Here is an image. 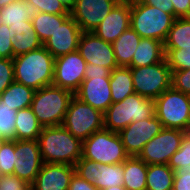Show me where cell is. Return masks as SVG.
<instances>
[{
    "label": "cell",
    "instance_id": "6da1fadb",
    "mask_svg": "<svg viewBox=\"0 0 190 190\" xmlns=\"http://www.w3.org/2000/svg\"><path fill=\"white\" fill-rule=\"evenodd\" d=\"M37 141L43 163L75 166L82 156V141L62 125L43 127Z\"/></svg>",
    "mask_w": 190,
    "mask_h": 190
},
{
    "label": "cell",
    "instance_id": "7a4b0ae2",
    "mask_svg": "<svg viewBox=\"0 0 190 190\" xmlns=\"http://www.w3.org/2000/svg\"><path fill=\"white\" fill-rule=\"evenodd\" d=\"M54 61L55 58L43 45L14 57V81L34 90L50 86L54 78Z\"/></svg>",
    "mask_w": 190,
    "mask_h": 190
},
{
    "label": "cell",
    "instance_id": "3957f363",
    "mask_svg": "<svg viewBox=\"0 0 190 190\" xmlns=\"http://www.w3.org/2000/svg\"><path fill=\"white\" fill-rule=\"evenodd\" d=\"M74 94L54 85L35 90L31 109L42 127L62 125Z\"/></svg>",
    "mask_w": 190,
    "mask_h": 190
},
{
    "label": "cell",
    "instance_id": "277c9868",
    "mask_svg": "<svg viewBox=\"0 0 190 190\" xmlns=\"http://www.w3.org/2000/svg\"><path fill=\"white\" fill-rule=\"evenodd\" d=\"M155 116L154 100L134 93L104 112V128L119 133L130 123Z\"/></svg>",
    "mask_w": 190,
    "mask_h": 190
},
{
    "label": "cell",
    "instance_id": "5b68a950",
    "mask_svg": "<svg viewBox=\"0 0 190 190\" xmlns=\"http://www.w3.org/2000/svg\"><path fill=\"white\" fill-rule=\"evenodd\" d=\"M175 17L157 7L148 6L139 0H131L130 27L141 38L165 42Z\"/></svg>",
    "mask_w": 190,
    "mask_h": 190
},
{
    "label": "cell",
    "instance_id": "8992f818",
    "mask_svg": "<svg viewBox=\"0 0 190 190\" xmlns=\"http://www.w3.org/2000/svg\"><path fill=\"white\" fill-rule=\"evenodd\" d=\"M155 116L163 128L190 132V97L172 86L154 100Z\"/></svg>",
    "mask_w": 190,
    "mask_h": 190
},
{
    "label": "cell",
    "instance_id": "52a82bcc",
    "mask_svg": "<svg viewBox=\"0 0 190 190\" xmlns=\"http://www.w3.org/2000/svg\"><path fill=\"white\" fill-rule=\"evenodd\" d=\"M81 157L101 164H120L129 155L119 133L103 128L82 141Z\"/></svg>",
    "mask_w": 190,
    "mask_h": 190
},
{
    "label": "cell",
    "instance_id": "ba28073f",
    "mask_svg": "<svg viewBox=\"0 0 190 190\" xmlns=\"http://www.w3.org/2000/svg\"><path fill=\"white\" fill-rule=\"evenodd\" d=\"M62 126L81 141L104 128V113L73 96Z\"/></svg>",
    "mask_w": 190,
    "mask_h": 190
},
{
    "label": "cell",
    "instance_id": "9c48e42d",
    "mask_svg": "<svg viewBox=\"0 0 190 190\" xmlns=\"http://www.w3.org/2000/svg\"><path fill=\"white\" fill-rule=\"evenodd\" d=\"M135 93L155 100L171 87L172 71L166 58L157 64L129 67Z\"/></svg>",
    "mask_w": 190,
    "mask_h": 190
},
{
    "label": "cell",
    "instance_id": "30bf717a",
    "mask_svg": "<svg viewBox=\"0 0 190 190\" xmlns=\"http://www.w3.org/2000/svg\"><path fill=\"white\" fill-rule=\"evenodd\" d=\"M186 133L180 129L163 128L143 147L138 157L147 165L168 164L171 156L180 148Z\"/></svg>",
    "mask_w": 190,
    "mask_h": 190
},
{
    "label": "cell",
    "instance_id": "8fae6325",
    "mask_svg": "<svg viewBox=\"0 0 190 190\" xmlns=\"http://www.w3.org/2000/svg\"><path fill=\"white\" fill-rule=\"evenodd\" d=\"M75 173L99 190L123 186V163L101 164L81 157L75 164Z\"/></svg>",
    "mask_w": 190,
    "mask_h": 190
},
{
    "label": "cell",
    "instance_id": "7c38bea8",
    "mask_svg": "<svg viewBox=\"0 0 190 190\" xmlns=\"http://www.w3.org/2000/svg\"><path fill=\"white\" fill-rule=\"evenodd\" d=\"M86 61L78 50L55 58L52 85L71 91L78 90L85 78Z\"/></svg>",
    "mask_w": 190,
    "mask_h": 190
},
{
    "label": "cell",
    "instance_id": "4fadbf2b",
    "mask_svg": "<svg viewBox=\"0 0 190 190\" xmlns=\"http://www.w3.org/2000/svg\"><path fill=\"white\" fill-rule=\"evenodd\" d=\"M163 129L161 121L153 116L130 123L119 132L123 146L129 156L138 157L143 147Z\"/></svg>",
    "mask_w": 190,
    "mask_h": 190
},
{
    "label": "cell",
    "instance_id": "5bb4252c",
    "mask_svg": "<svg viewBox=\"0 0 190 190\" xmlns=\"http://www.w3.org/2000/svg\"><path fill=\"white\" fill-rule=\"evenodd\" d=\"M43 165L37 140H15L13 175L32 184Z\"/></svg>",
    "mask_w": 190,
    "mask_h": 190
},
{
    "label": "cell",
    "instance_id": "9a60e30c",
    "mask_svg": "<svg viewBox=\"0 0 190 190\" xmlns=\"http://www.w3.org/2000/svg\"><path fill=\"white\" fill-rule=\"evenodd\" d=\"M120 0H76L70 16L82 32H92Z\"/></svg>",
    "mask_w": 190,
    "mask_h": 190
},
{
    "label": "cell",
    "instance_id": "2e32d148",
    "mask_svg": "<svg viewBox=\"0 0 190 190\" xmlns=\"http://www.w3.org/2000/svg\"><path fill=\"white\" fill-rule=\"evenodd\" d=\"M78 52L86 63L104 66L111 71L118 67L112 43L102 40L94 32L81 33Z\"/></svg>",
    "mask_w": 190,
    "mask_h": 190
},
{
    "label": "cell",
    "instance_id": "e0dca14e",
    "mask_svg": "<svg viewBox=\"0 0 190 190\" xmlns=\"http://www.w3.org/2000/svg\"><path fill=\"white\" fill-rule=\"evenodd\" d=\"M74 96L103 113L112 104L110 76H84Z\"/></svg>",
    "mask_w": 190,
    "mask_h": 190
},
{
    "label": "cell",
    "instance_id": "ac0fdd59",
    "mask_svg": "<svg viewBox=\"0 0 190 190\" xmlns=\"http://www.w3.org/2000/svg\"><path fill=\"white\" fill-rule=\"evenodd\" d=\"M131 0H120L92 31L102 40L113 43L130 28Z\"/></svg>",
    "mask_w": 190,
    "mask_h": 190
},
{
    "label": "cell",
    "instance_id": "d6986e66",
    "mask_svg": "<svg viewBox=\"0 0 190 190\" xmlns=\"http://www.w3.org/2000/svg\"><path fill=\"white\" fill-rule=\"evenodd\" d=\"M82 33L78 23L69 16L55 32L43 43V46L54 58L78 50L79 38Z\"/></svg>",
    "mask_w": 190,
    "mask_h": 190
},
{
    "label": "cell",
    "instance_id": "ffe728a7",
    "mask_svg": "<svg viewBox=\"0 0 190 190\" xmlns=\"http://www.w3.org/2000/svg\"><path fill=\"white\" fill-rule=\"evenodd\" d=\"M75 166L61 163H43L34 182L33 190H68Z\"/></svg>",
    "mask_w": 190,
    "mask_h": 190
},
{
    "label": "cell",
    "instance_id": "44dd1931",
    "mask_svg": "<svg viewBox=\"0 0 190 190\" xmlns=\"http://www.w3.org/2000/svg\"><path fill=\"white\" fill-rule=\"evenodd\" d=\"M33 10L25 0H15L0 9L3 24L9 26L15 35L35 30L32 24Z\"/></svg>",
    "mask_w": 190,
    "mask_h": 190
},
{
    "label": "cell",
    "instance_id": "7402d4cb",
    "mask_svg": "<svg viewBox=\"0 0 190 190\" xmlns=\"http://www.w3.org/2000/svg\"><path fill=\"white\" fill-rule=\"evenodd\" d=\"M164 59V42L151 38H141L128 67L149 66L157 64Z\"/></svg>",
    "mask_w": 190,
    "mask_h": 190
},
{
    "label": "cell",
    "instance_id": "603a6c76",
    "mask_svg": "<svg viewBox=\"0 0 190 190\" xmlns=\"http://www.w3.org/2000/svg\"><path fill=\"white\" fill-rule=\"evenodd\" d=\"M123 186L127 190H146L147 164L136 156L123 162Z\"/></svg>",
    "mask_w": 190,
    "mask_h": 190
},
{
    "label": "cell",
    "instance_id": "cb8c5ba5",
    "mask_svg": "<svg viewBox=\"0 0 190 190\" xmlns=\"http://www.w3.org/2000/svg\"><path fill=\"white\" fill-rule=\"evenodd\" d=\"M140 40L138 33L130 27L112 43L118 67H128L131 64Z\"/></svg>",
    "mask_w": 190,
    "mask_h": 190
},
{
    "label": "cell",
    "instance_id": "d4e9b609",
    "mask_svg": "<svg viewBox=\"0 0 190 190\" xmlns=\"http://www.w3.org/2000/svg\"><path fill=\"white\" fill-rule=\"evenodd\" d=\"M42 128L31 107L17 111L15 140H37Z\"/></svg>",
    "mask_w": 190,
    "mask_h": 190
},
{
    "label": "cell",
    "instance_id": "484cf974",
    "mask_svg": "<svg viewBox=\"0 0 190 190\" xmlns=\"http://www.w3.org/2000/svg\"><path fill=\"white\" fill-rule=\"evenodd\" d=\"M110 90L112 103L123 101L134 94L131 69L129 67H117L110 74Z\"/></svg>",
    "mask_w": 190,
    "mask_h": 190
},
{
    "label": "cell",
    "instance_id": "4316f807",
    "mask_svg": "<svg viewBox=\"0 0 190 190\" xmlns=\"http://www.w3.org/2000/svg\"><path fill=\"white\" fill-rule=\"evenodd\" d=\"M35 90L21 83L14 81L10 86L0 94V100L4 104L13 108V110H20L31 107Z\"/></svg>",
    "mask_w": 190,
    "mask_h": 190
},
{
    "label": "cell",
    "instance_id": "83f0119b",
    "mask_svg": "<svg viewBox=\"0 0 190 190\" xmlns=\"http://www.w3.org/2000/svg\"><path fill=\"white\" fill-rule=\"evenodd\" d=\"M174 176L168 164L147 165L146 190H172Z\"/></svg>",
    "mask_w": 190,
    "mask_h": 190
},
{
    "label": "cell",
    "instance_id": "f1b7e54d",
    "mask_svg": "<svg viewBox=\"0 0 190 190\" xmlns=\"http://www.w3.org/2000/svg\"><path fill=\"white\" fill-rule=\"evenodd\" d=\"M70 14H50L45 12H34L32 24L42 44L55 32Z\"/></svg>",
    "mask_w": 190,
    "mask_h": 190
},
{
    "label": "cell",
    "instance_id": "f546056e",
    "mask_svg": "<svg viewBox=\"0 0 190 190\" xmlns=\"http://www.w3.org/2000/svg\"><path fill=\"white\" fill-rule=\"evenodd\" d=\"M183 48H190V18H175L164 42V49Z\"/></svg>",
    "mask_w": 190,
    "mask_h": 190
},
{
    "label": "cell",
    "instance_id": "4dcf8cb0",
    "mask_svg": "<svg viewBox=\"0 0 190 190\" xmlns=\"http://www.w3.org/2000/svg\"><path fill=\"white\" fill-rule=\"evenodd\" d=\"M15 38L16 40L12 43L13 58L38 49L43 45L35 30L15 35Z\"/></svg>",
    "mask_w": 190,
    "mask_h": 190
},
{
    "label": "cell",
    "instance_id": "1f68e13d",
    "mask_svg": "<svg viewBox=\"0 0 190 190\" xmlns=\"http://www.w3.org/2000/svg\"><path fill=\"white\" fill-rule=\"evenodd\" d=\"M16 114V110L0 100V136L5 140H15Z\"/></svg>",
    "mask_w": 190,
    "mask_h": 190
},
{
    "label": "cell",
    "instance_id": "d6a6232c",
    "mask_svg": "<svg viewBox=\"0 0 190 190\" xmlns=\"http://www.w3.org/2000/svg\"><path fill=\"white\" fill-rule=\"evenodd\" d=\"M168 166L174 171L178 168H185L190 173V132L183 136L181 146L171 156Z\"/></svg>",
    "mask_w": 190,
    "mask_h": 190
},
{
    "label": "cell",
    "instance_id": "836d02e7",
    "mask_svg": "<svg viewBox=\"0 0 190 190\" xmlns=\"http://www.w3.org/2000/svg\"><path fill=\"white\" fill-rule=\"evenodd\" d=\"M164 50L165 58L171 71L190 68V48Z\"/></svg>",
    "mask_w": 190,
    "mask_h": 190
},
{
    "label": "cell",
    "instance_id": "e575fe53",
    "mask_svg": "<svg viewBox=\"0 0 190 190\" xmlns=\"http://www.w3.org/2000/svg\"><path fill=\"white\" fill-rule=\"evenodd\" d=\"M15 140H5L0 148V175L13 174Z\"/></svg>",
    "mask_w": 190,
    "mask_h": 190
},
{
    "label": "cell",
    "instance_id": "d590c367",
    "mask_svg": "<svg viewBox=\"0 0 190 190\" xmlns=\"http://www.w3.org/2000/svg\"><path fill=\"white\" fill-rule=\"evenodd\" d=\"M33 12H45L50 14H70V11L59 0H25Z\"/></svg>",
    "mask_w": 190,
    "mask_h": 190
},
{
    "label": "cell",
    "instance_id": "8d00e7d4",
    "mask_svg": "<svg viewBox=\"0 0 190 190\" xmlns=\"http://www.w3.org/2000/svg\"><path fill=\"white\" fill-rule=\"evenodd\" d=\"M15 40V32L9 26L2 24L0 28V58H13L12 43Z\"/></svg>",
    "mask_w": 190,
    "mask_h": 190
},
{
    "label": "cell",
    "instance_id": "74e56055",
    "mask_svg": "<svg viewBox=\"0 0 190 190\" xmlns=\"http://www.w3.org/2000/svg\"><path fill=\"white\" fill-rule=\"evenodd\" d=\"M14 82L13 58H0V94Z\"/></svg>",
    "mask_w": 190,
    "mask_h": 190
},
{
    "label": "cell",
    "instance_id": "f35d334b",
    "mask_svg": "<svg viewBox=\"0 0 190 190\" xmlns=\"http://www.w3.org/2000/svg\"><path fill=\"white\" fill-rule=\"evenodd\" d=\"M171 86L184 94L190 95V68L172 71Z\"/></svg>",
    "mask_w": 190,
    "mask_h": 190
},
{
    "label": "cell",
    "instance_id": "ab89813d",
    "mask_svg": "<svg viewBox=\"0 0 190 190\" xmlns=\"http://www.w3.org/2000/svg\"><path fill=\"white\" fill-rule=\"evenodd\" d=\"M31 184L13 174L0 175V190H30Z\"/></svg>",
    "mask_w": 190,
    "mask_h": 190
},
{
    "label": "cell",
    "instance_id": "60d3db41",
    "mask_svg": "<svg viewBox=\"0 0 190 190\" xmlns=\"http://www.w3.org/2000/svg\"><path fill=\"white\" fill-rule=\"evenodd\" d=\"M172 190H190V173L185 168L175 171Z\"/></svg>",
    "mask_w": 190,
    "mask_h": 190
},
{
    "label": "cell",
    "instance_id": "b9f144b4",
    "mask_svg": "<svg viewBox=\"0 0 190 190\" xmlns=\"http://www.w3.org/2000/svg\"><path fill=\"white\" fill-rule=\"evenodd\" d=\"M174 7L175 18H190V0H170Z\"/></svg>",
    "mask_w": 190,
    "mask_h": 190
},
{
    "label": "cell",
    "instance_id": "7bdbcfd3",
    "mask_svg": "<svg viewBox=\"0 0 190 190\" xmlns=\"http://www.w3.org/2000/svg\"><path fill=\"white\" fill-rule=\"evenodd\" d=\"M68 190H99L94 184L87 182L78 174L74 173L70 180Z\"/></svg>",
    "mask_w": 190,
    "mask_h": 190
},
{
    "label": "cell",
    "instance_id": "ee69618b",
    "mask_svg": "<svg viewBox=\"0 0 190 190\" xmlns=\"http://www.w3.org/2000/svg\"><path fill=\"white\" fill-rule=\"evenodd\" d=\"M148 6L157 7L158 9L165 11L166 13L174 16L173 3L170 0H139Z\"/></svg>",
    "mask_w": 190,
    "mask_h": 190
},
{
    "label": "cell",
    "instance_id": "f6af8a7d",
    "mask_svg": "<svg viewBox=\"0 0 190 190\" xmlns=\"http://www.w3.org/2000/svg\"><path fill=\"white\" fill-rule=\"evenodd\" d=\"M111 70L104 66L86 63L85 76H110Z\"/></svg>",
    "mask_w": 190,
    "mask_h": 190
},
{
    "label": "cell",
    "instance_id": "bcb514c9",
    "mask_svg": "<svg viewBox=\"0 0 190 190\" xmlns=\"http://www.w3.org/2000/svg\"><path fill=\"white\" fill-rule=\"evenodd\" d=\"M59 1L62 2L69 11L74 7L76 2V0H59Z\"/></svg>",
    "mask_w": 190,
    "mask_h": 190
},
{
    "label": "cell",
    "instance_id": "7dc6e473",
    "mask_svg": "<svg viewBox=\"0 0 190 190\" xmlns=\"http://www.w3.org/2000/svg\"><path fill=\"white\" fill-rule=\"evenodd\" d=\"M15 0H0V9L4 8L6 5L12 3Z\"/></svg>",
    "mask_w": 190,
    "mask_h": 190
},
{
    "label": "cell",
    "instance_id": "c3c4849f",
    "mask_svg": "<svg viewBox=\"0 0 190 190\" xmlns=\"http://www.w3.org/2000/svg\"><path fill=\"white\" fill-rule=\"evenodd\" d=\"M103 190H127L124 186H113Z\"/></svg>",
    "mask_w": 190,
    "mask_h": 190
},
{
    "label": "cell",
    "instance_id": "681fc988",
    "mask_svg": "<svg viewBox=\"0 0 190 190\" xmlns=\"http://www.w3.org/2000/svg\"><path fill=\"white\" fill-rule=\"evenodd\" d=\"M4 141L5 139L2 136H0V148H1V145L4 143Z\"/></svg>",
    "mask_w": 190,
    "mask_h": 190
},
{
    "label": "cell",
    "instance_id": "f907efd6",
    "mask_svg": "<svg viewBox=\"0 0 190 190\" xmlns=\"http://www.w3.org/2000/svg\"><path fill=\"white\" fill-rule=\"evenodd\" d=\"M2 24H3V21H2L1 16H0V28H1Z\"/></svg>",
    "mask_w": 190,
    "mask_h": 190
}]
</instances>
